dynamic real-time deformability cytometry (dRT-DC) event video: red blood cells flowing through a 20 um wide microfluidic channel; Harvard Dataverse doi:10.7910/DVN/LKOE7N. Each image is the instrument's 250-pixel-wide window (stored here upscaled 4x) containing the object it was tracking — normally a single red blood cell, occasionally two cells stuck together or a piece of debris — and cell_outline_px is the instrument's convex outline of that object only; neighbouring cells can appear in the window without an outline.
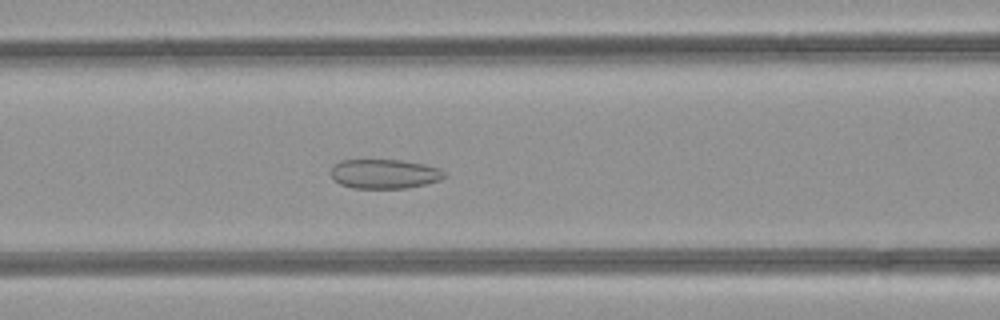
{"species": "common noctule bat (a hibernating species)", "species_latin": "Nyctalus noctula", "temperature_condition": "room temperature", "stored_images_in_passage": 49, "camera_frame_rate_fps": 3000, "um_per_image_px": 0.085, "animal": {"sex": "female", "body_mass_g": 21.9}, "frame": {"image": 1, "passage_image": 20, "time_ms": 6.333, "image_size_px": [1000, 320], "cell_outline_px": [[448, 176], [440, 180], [424, 184], [404, 188], [352, 188], [340, 184], [328, 172], [332, 164], [340, 160], [400, 160], [424, 164], [440, 168]], "centroid_in_image_um": [32.65, 14.77], "position_along_channel_um": 134.0, "area_um2": 19.59}}
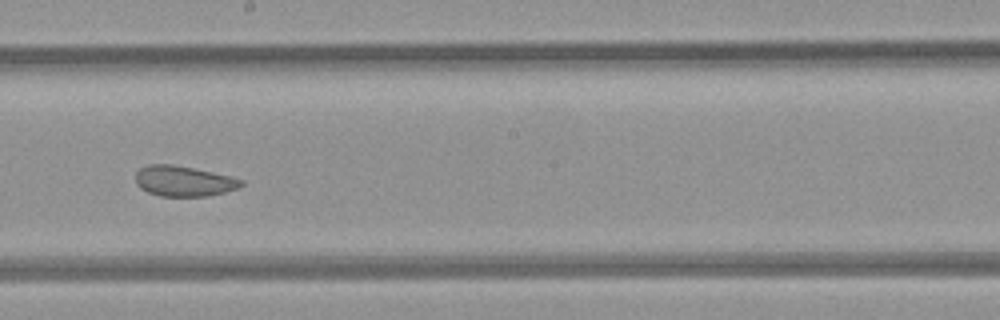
{"frame": {"image": 2, "passage_image": 27, "time_ms": 8.667, "image_size_px": [1000, 320], "cell_outline_px": [[244, 184], [236, 188], [224, 192], [208, 196], [160, 196], [148, 192], [140, 188], [136, 184], [136, 172], [140, 168], [148, 164], [172, 164], [232, 176], [244, 180]], "centroid_in_image_um": [15.6, 15.39], "position_along_channel_um": 232.6, "area_um2": 18.73}}
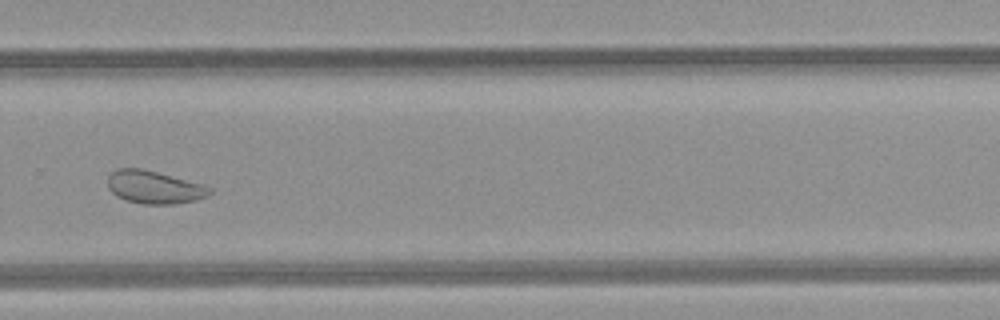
{"frame": {"image": 3, "passage_image": 33, "time_ms": 10.667, "image_size_px": [1000, 320], "cell_outline_px": [[212, 192], [208, 196], [196, 200], [176, 204], [144, 204], [124, 200], [116, 196], [108, 188], [108, 176], [112, 172], [120, 168], [140, 168], [204, 184], [212, 188]], "centroid_in_image_um": [13.13, 15.92], "position_along_channel_um": 316.7, "area_um2": 19.59}, "authors_computed_cell_mechanics": {"area_um2": 23.5824, "velocity_mm_per_s": 4.2353, "shape_relaxation_time_tau1_ms": null, "shape_relaxation_time_tau2_ms": 1.5193, "deformation_change_tau1": null, "deformation_change_tau2": 0.0763}}